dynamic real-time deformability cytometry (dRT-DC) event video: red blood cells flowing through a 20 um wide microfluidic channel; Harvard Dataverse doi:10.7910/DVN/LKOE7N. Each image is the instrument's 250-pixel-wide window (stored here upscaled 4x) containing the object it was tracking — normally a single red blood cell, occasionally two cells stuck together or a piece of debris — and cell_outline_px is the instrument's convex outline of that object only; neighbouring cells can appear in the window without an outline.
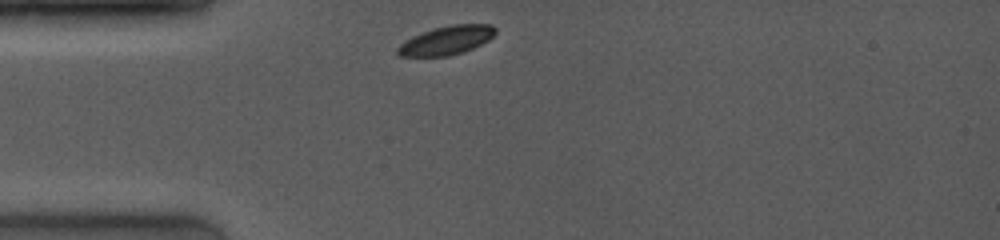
{"species": "common noctule bat (a hibernating species)", "species_latin": "Nyctalus noctula", "temperature_condition": "room temperature", "stored_images_in_passage": 38, "camera_frame_rate_fps": 4000, "um_per_image_px": 0.085, "animal": {"sex": "female", "body_mass_g": 19.0, "forearm_length_mm": 53.3}, "frame": {"image": 1, "passage_image": 1, "time_ms": 0.0, "image_size_px": [1000, 240], "cell_outline_px": [[496, 32], [488, 40], [464, 52], [448, 56], [400, 56], [396, 52], [396, 48], [404, 40], [412, 36], [432, 28], [452, 24], [492, 24], [496, 28]], "centroid_in_image_um": [37.93, 3.42], "position_along_channel_um": 47.1, "area_um2": 16.47}}
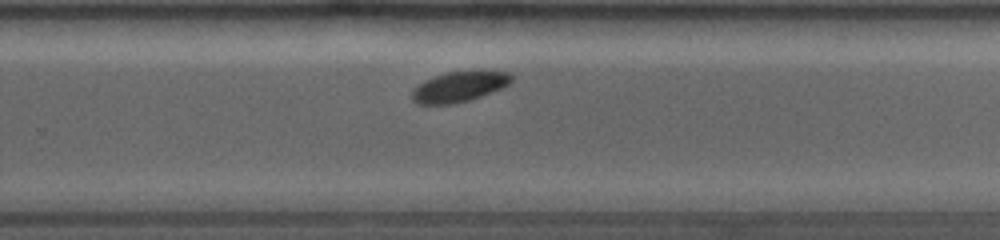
{"frame": {"image": 2, "passage_image": 29, "time_ms": 6.5, "image_size_px": [1000, 240], "cell_outline_px": [[512, 80], [508, 84], [500, 88], [480, 96], [468, 100], [452, 104], [416, 104], [412, 100], [412, 88], [424, 80], [448, 72], [508, 72], [512, 76]], "centroid_in_image_um": [38.95, 7.39], "position_along_channel_um": 290.8, "area_um2": 17.11}}
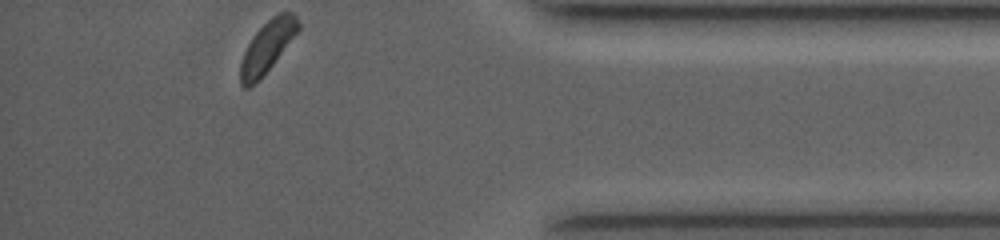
{"frame": {"image": 3, "passage_image": 38, "time_ms": 10.0, "image_size_px": [1000, 240], "cell_outline_px": [[300, 28], [272, 64], [248, 88], [244, 88], [240, 84], [240, 64], [244, 52], [252, 36], [272, 16], [280, 12], [292, 12], [296, 16], [300, 24]], "centroid_in_image_um": [22.71, 3.93], "position_along_channel_um": 412.5, "area_um2": 16.7}, "authors_computed_cell_mechanics": {"area_um2": 17.8313, "velocity_mm_per_s": 3.9868, "shape_relaxation_time_tau1_ms": 1.3474, "shape_relaxation_time_tau2_ms": null, "deformation_change_tau1": 0.0888, "deformation_change_tau2": null}}